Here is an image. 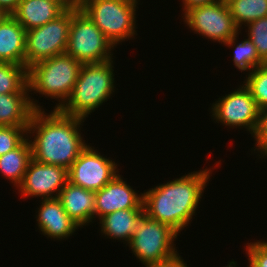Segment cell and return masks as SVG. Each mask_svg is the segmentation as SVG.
<instances>
[{
    "label": "cell",
    "instance_id": "obj_2",
    "mask_svg": "<svg viewBox=\"0 0 267 267\" xmlns=\"http://www.w3.org/2000/svg\"><path fill=\"white\" fill-rule=\"evenodd\" d=\"M212 168L193 171L143 193L145 214L178 234L191 223L212 176ZM198 208V209H197ZM190 222V223H189Z\"/></svg>",
    "mask_w": 267,
    "mask_h": 267
},
{
    "label": "cell",
    "instance_id": "obj_17",
    "mask_svg": "<svg viewBox=\"0 0 267 267\" xmlns=\"http://www.w3.org/2000/svg\"><path fill=\"white\" fill-rule=\"evenodd\" d=\"M29 91L0 94V126L28 127L35 109H43Z\"/></svg>",
    "mask_w": 267,
    "mask_h": 267
},
{
    "label": "cell",
    "instance_id": "obj_27",
    "mask_svg": "<svg viewBox=\"0 0 267 267\" xmlns=\"http://www.w3.org/2000/svg\"><path fill=\"white\" fill-rule=\"evenodd\" d=\"M245 249L249 267H267V242L265 240L247 243Z\"/></svg>",
    "mask_w": 267,
    "mask_h": 267
},
{
    "label": "cell",
    "instance_id": "obj_14",
    "mask_svg": "<svg viewBox=\"0 0 267 267\" xmlns=\"http://www.w3.org/2000/svg\"><path fill=\"white\" fill-rule=\"evenodd\" d=\"M40 201L35 218L41 234L59 241L69 238L79 229L80 226L69 217L58 198Z\"/></svg>",
    "mask_w": 267,
    "mask_h": 267
},
{
    "label": "cell",
    "instance_id": "obj_5",
    "mask_svg": "<svg viewBox=\"0 0 267 267\" xmlns=\"http://www.w3.org/2000/svg\"><path fill=\"white\" fill-rule=\"evenodd\" d=\"M138 2L121 0H82L78 5L103 32L114 47L134 39ZM128 39V40H127Z\"/></svg>",
    "mask_w": 267,
    "mask_h": 267
},
{
    "label": "cell",
    "instance_id": "obj_15",
    "mask_svg": "<svg viewBox=\"0 0 267 267\" xmlns=\"http://www.w3.org/2000/svg\"><path fill=\"white\" fill-rule=\"evenodd\" d=\"M74 5L73 2L21 0L11 15L28 31L55 20L66 9Z\"/></svg>",
    "mask_w": 267,
    "mask_h": 267
},
{
    "label": "cell",
    "instance_id": "obj_28",
    "mask_svg": "<svg viewBox=\"0 0 267 267\" xmlns=\"http://www.w3.org/2000/svg\"><path fill=\"white\" fill-rule=\"evenodd\" d=\"M255 139L254 151L260 153L261 159L267 157V107L260 109L257 129L253 135Z\"/></svg>",
    "mask_w": 267,
    "mask_h": 267
},
{
    "label": "cell",
    "instance_id": "obj_8",
    "mask_svg": "<svg viewBox=\"0 0 267 267\" xmlns=\"http://www.w3.org/2000/svg\"><path fill=\"white\" fill-rule=\"evenodd\" d=\"M72 7L55 20L26 31L25 66L66 53Z\"/></svg>",
    "mask_w": 267,
    "mask_h": 267
},
{
    "label": "cell",
    "instance_id": "obj_20",
    "mask_svg": "<svg viewBox=\"0 0 267 267\" xmlns=\"http://www.w3.org/2000/svg\"><path fill=\"white\" fill-rule=\"evenodd\" d=\"M31 159V145L27 137L17 148L0 156V174L17 188L23 181Z\"/></svg>",
    "mask_w": 267,
    "mask_h": 267
},
{
    "label": "cell",
    "instance_id": "obj_34",
    "mask_svg": "<svg viewBox=\"0 0 267 267\" xmlns=\"http://www.w3.org/2000/svg\"><path fill=\"white\" fill-rule=\"evenodd\" d=\"M74 4H79L82 0H71Z\"/></svg>",
    "mask_w": 267,
    "mask_h": 267
},
{
    "label": "cell",
    "instance_id": "obj_29",
    "mask_svg": "<svg viewBox=\"0 0 267 267\" xmlns=\"http://www.w3.org/2000/svg\"><path fill=\"white\" fill-rule=\"evenodd\" d=\"M145 267H189V266H187V263L183 260L181 255L177 253L175 256L169 258L168 260L151 264Z\"/></svg>",
    "mask_w": 267,
    "mask_h": 267
},
{
    "label": "cell",
    "instance_id": "obj_6",
    "mask_svg": "<svg viewBox=\"0 0 267 267\" xmlns=\"http://www.w3.org/2000/svg\"><path fill=\"white\" fill-rule=\"evenodd\" d=\"M113 44L83 12L78 4L72 6L66 54L82 64L112 60Z\"/></svg>",
    "mask_w": 267,
    "mask_h": 267
},
{
    "label": "cell",
    "instance_id": "obj_32",
    "mask_svg": "<svg viewBox=\"0 0 267 267\" xmlns=\"http://www.w3.org/2000/svg\"><path fill=\"white\" fill-rule=\"evenodd\" d=\"M237 262L236 261H230L226 267H236ZM225 267V266H224ZM249 267V266H248Z\"/></svg>",
    "mask_w": 267,
    "mask_h": 267
},
{
    "label": "cell",
    "instance_id": "obj_23",
    "mask_svg": "<svg viewBox=\"0 0 267 267\" xmlns=\"http://www.w3.org/2000/svg\"><path fill=\"white\" fill-rule=\"evenodd\" d=\"M29 91L28 68L8 62H0V94Z\"/></svg>",
    "mask_w": 267,
    "mask_h": 267
},
{
    "label": "cell",
    "instance_id": "obj_7",
    "mask_svg": "<svg viewBox=\"0 0 267 267\" xmlns=\"http://www.w3.org/2000/svg\"><path fill=\"white\" fill-rule=\"evenodd\" d=\"M178 235L167 224L144 214L127 245L137 260L139 259L144 266H148L168 260L178 253L174 244Z\"/></svg>",
    "mask_w": 267,
    "mask_h": 267
},
{
    "label": "cell",
    "instance_id": "obj_1",
    "mask_svg": "<svg viewBox=\"0 0 267 267\" xmlns=\"http://www.w3.org/2000/svg\"><path fill=\"white\" fill-rule=\"evenodd\" d=\"M84 120L65 115L58 109L49 114L44 109H35L27 128V137L34 138L29 139L32 159L68 170L87 146L80 133Z\"/></svg>",
    "mask_w": 267,
    "mask_h": 267
},
{
    "label": "cell",
    "instance_id": "obj_4",
    "mask_svg": "<svg viewBox=\"0 0 267 267\" xmlns=\"http://www.w3.org/2000/svg\"><path fill=\"white\" fill-rule=\"evenodd\" d=\"M82 63L66 53L44 59L28 68V87L32 94L58 100L60 108L71 95Z\"/></svg>",
    "mask_w": 267,
    "mask_h": 267
},
{
    "label": "cell",
    "instance_id": "obj_16",
    "mask_svg": "<svg viewBox=\"0 0 267 267\" xmlns=\"http://www.w3.org/2000/svg\"><path fill=\"white\" fill-rule=\"evenodd\" d=\"M58 199L69 217L81 228L88 226L95 219V191L67 182Z\"/></svg>",
    "mask_w": 267,
    "mask_h": 267
},
{
    "label": "cell",
    "instance_id": "obj_18",
    "mask_svg": "<svg viewBox=\"0 0 267 267\" xmlns=\"http://www.w3.org/2000/svg\"><path fill=\"white\" fill-rule=\"evenodd\" d=\"M26 30L12 16L0 22V62L25 66Z\"/></svg>",
    "mask_w": 267,
    "mask_h": 267
},
{
    "label": "cell",
    "instance_id": "obj_35",
    "mask_svg": "<svg viewBox=\"0 0 267 267\" xmlns=\"http://www.w3.org/2000/svg\"><path fill=\"white\" fill-rule=\"evenodd\" d=\"M121 1L139 2L140 0H121Z\"/></svg>",
    "mask_w": 267,
    "mask_h": 267
},
{
    "label": "cell",
    "instance_id": "obj_24",
    "mask_svg": "<svg viewBox=\"0 0 267 267\" xmlns=\"http://www.w3.org/2000/svg\"><path fill=\"white\" fill-rule=\"evenodd\" d=\"M243 84L248 88L259 109L267 107V64L246 73Z\"/></svg>",
    "mask_w": 267,
    "mask_h": 267
},
{
    "label": "cell",
    "instance_id": "obj_22",
    "mask_svg": "<svg viewBox=\"0 0 267 267\" xmlns=\"http://www.w3.org/2000/svg\"><path fill=\"white\" fill-rule=\"evenodd\" d=\"M238 35L239 33L235 37L230 38L223 45L228 48H235L234 55L232 56V61L234 63L233 65H235V67L239 69L241 73L242 71H249L248 73H250L252 70L264 65L265 63L259 58L256 47L253 45L251 40L246 38L239 42L237 41Z\"/></svg>",
    "mask_w": 267,
    "mask_h": 267
},
{
    "label": "cell",
    "instance_id": "obj_11",
    "mask_svg": "<svg viewBox=\"0 0 267 267\" xmlns=\"http://www.w3.org/2000/svg\"><path fill=\"white\" fill-rule=\"evenodd\" d=\"M117 165L88 144L68 169V182L96 192L119 173Z\"/></svg>",
    "mask_w": 267,
    "mask_h": 267
},
{
    "label": "cell",
    "instance_id": "obj_37",
    "mask_svg": "<svg viewBox=\"0 0 267 267\" xmlns=\"http://www.w3.org/2000/svg\"><path fill=\"white\" fill-rule=\"evenodd\" d=\"M0 15H7L5 12H3L0 8Z\"/></svg>",
    "mask_w": 267,
    "mask_h": 267
},
{
    "label": "cell",
    "instance_id": "obj_12",
    "mask_svg": "<svg viewBox=\"0 0 267 267\" xmlns=\"http://www.w3.org/2000/svg\"><path fill=\"white\" fill-rule=\"evenodd\" d=\"M68 182V170L63 166L45 164L31 159L22 183L17 187L21 197L58 198Z\"/></svg>",
    "mask_w": 267,
    "mask_h": 267
},
{
    "label": "cell",
    "instance_id": "obj_30",
    "mask_svg": "<svg viewBox=\"0 0 267 267\" xmlns=\"http://www.w3.org/2000/svg\"><path fill=\"white\" fill-rule=\"evenodd\" d=\"M219 0H182L183 3V13L184 14L187 10H190L191 8L197 7V6H203L210 3H214Z\"/></svg>",
    "mask_w": 267,
    "mask_h": 267
},
{
    "label": "cell",
    "instance_id": "obj_3",
    "mask_svg": "<svg viewBox=\"0 0 267 267\" xmlns=\"http://www.w3.org/2000/svg\"><path fill=\"white\" fill-rule=\"evenodd\" d=\"M113 59L82 64L71 95L58 110L68 116L88 118L115 92Z\"/></svg>",
    "mask_w": 267,
    "mask_h": 267
},
{
    "label": "cell",
    "instance_id": "obj_13",
    "mask_svg": "<svg viewBox=\"0 0 267 267\" xmlns=\"http://www.w3.org/2000/svg\"><path fill=\"white\" fill-rule=\"evenodd\" d=\"M121 176L118 173L95 192V218L100 219L117 210L144 209L143 193L138 194Z\"/></svg>",
    "mask_w": 267,
    "mask_h": 267
},
{
    "label": "cell",
    "instance_id": "obj_26",
    "mask_svg": "<svg viewBox=\"0 0 267 267\" xmlns=\"http://www.w3.org/2000/svg\"><path fill=\"white\" fill-rule=\"evenodd\" d=\"M27 128L0 126V156L17 148L27 138Z\"/></svg>",
    "mask_w": 267,
    "mask_h": 267
},
{
    "label": "cell",
    "instance_id": "obj_10",
    "mask_svg": "<svg viewBox=\"0 0 267 267\" xmlns=\"http://www.w3.org/2000/svg\"><path fill=\"white\" fill-rule=\"evenodd\" d=\"M227 94L211 104L212 119L230 128H245L253 136L258 126L260 109L250 91L242 84Z\"/></svg>",
    "mask_w": 267,
    "mask_h": 267
},
{
    "label": "cell",
    "instance_id": "obj_31",
    "mask_svg": "<svg viewBox=\"0 0 267 267\" xmlns=\"http://www.w3.org/2000/svg\"><path fill=\"white\" fill-rule=\"evenodd\" d=\"M21 0H0V8L7 15H11L18 7Z\"/></svg>",
    "mask_w": 267,
    "mask_h": 267
},
{
    "label": "cell",
    "instance_id": "obj_9",
    "mask_svg": "<svg viewBox=\"0 0 267 267\" xmlns=\"http://www.w3.org/2000/svg\"><path fill=\"white\" fill-rule=\"evenodd\" d=\"M182 18L184 24L195 34L219 44L226 43L241 30L237 28L225 0H219L187 10Z\"/></svg>",
    "mask_w": 267,
    "mask_h": 267
},
{
    "label": "cell",
    "instance_id": "obj_25",
    "mask_svg": "<svg viewBox=\"0 0 267 267\" xmlns=\"http://www.w3.org/2000/svg\"><path fill=\"white\" fill-rule=\"evenodd\" d=\"M247 38L256 47L259 58L267 64V16L247 25Z\"/></svg>",
    "mask_w": 267,
    "mask_h": 267
},
{
    "label": "cell",
    "instance_id": "obj_21",
    "mask_svg": "<svg viewBox=\"0 0 267 267\" xmlns=\"http://www.w3.org/2000/svg\"><path fill=\"white\" fill-rule=\"evenodd\" d=\"M233 21L240 30L249 24L267 16V0H225Z\"/></svg>",
    "mask_w": 267,
    "mask_h": 267
},
{
    "label": "cell",
    "instance_id": "obj_19",
    "mask_svg": "<svg viewBox=\"0 0 267 267\" xmlns=\"http://www.w3.org/2000/svg\"><path fill=\"white\" fill-rule=\"evenodd\" d=\"M145 214L144 209L117 210L99 219L100 233L109 239L123 240L128 244L134 234L137 223Z\"/></svg>",
    "mask_w": 267,
    "mask_h": 267
},
{
    "label": "cell",
    "instance_id": "obj_33",
    "mask_svg": "<svg viewBox=\"0 0 267 267\" xmlns=\"http://www.w3.org/2000/svg\"><path fill=\"white\" fill-rule=\"evenodd\" d=\"M49 1H55V2H72L71 0H49Z\"/></svg>",
    "mask_w": 267,
    "mask_h": 267
},
{
    "label": "cell",
    "instance_id": "obj_36",
    "mask_svg": "<svg viewBox=\"0 0 267 267\" xmlns=\"http://www.w3.org/2000/svg\"><path fill=\"white\" fill-rule=\"evenodd\" d=\"M7 15H0V22L6 17Z\"/></svg>",
    "mask_w": 267,
    "mask_h": 267
}]
</instances>
